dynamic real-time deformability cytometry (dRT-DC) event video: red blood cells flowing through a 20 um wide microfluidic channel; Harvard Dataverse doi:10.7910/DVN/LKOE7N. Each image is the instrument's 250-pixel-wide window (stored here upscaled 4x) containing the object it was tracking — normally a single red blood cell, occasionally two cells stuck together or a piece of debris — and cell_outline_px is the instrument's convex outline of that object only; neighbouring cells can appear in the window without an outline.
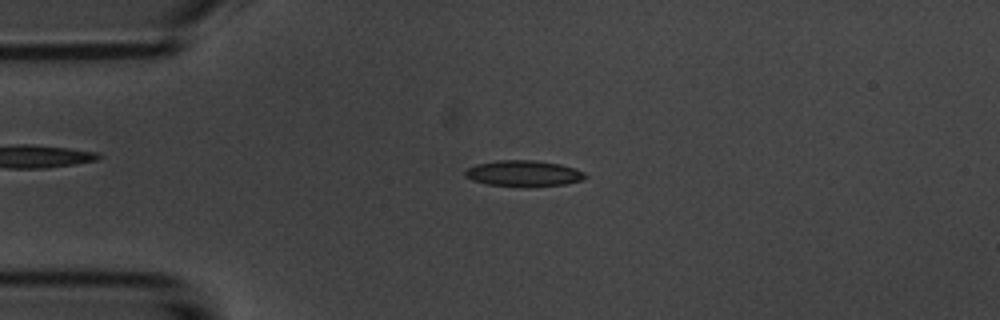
{"species": "common noctule bat (a hibernating species)", "species_latin": "Nyctalus noctula", "temperature_condition": "room temperature", "stored_images_in_passage": 53, "camera_frame_rate_fps": 3000, "um_per_image_px": 0.085, "animal": {"sex": "male", "body_mass_g": 20.1, "forearm_length_mm": 53.5}, "frame": {"image": 1, "passage_image": 12, "time_ms": 3.667, "image_size_px": [1000, 320], "cell_outline_px": [[588, 176], [584, 180], [564, 184], [488, 184], [472, 180], [464, 176], [464, 172], [468, 168], [476, 164], [500, 160], [536, 160], [560, 164], [576, 168], [584, 172]], "centroid_in_image_um": [44.53, 14.69], "position_along_channel_um": 40.5, "area_um2": 17.46}}
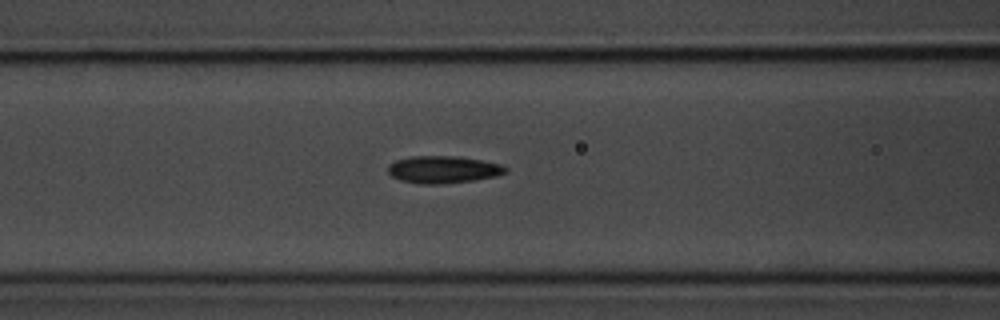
{"frame": {"image": 2, "passage_image": 21, "time_ms": 6.667, "image_size_px": [1000, 320], "cell_outline_px": [[508, 168], [504, 172], [496, 176], [476, 180], [440, 184], [420, 184], [400, 180], [392, 176], [388, 172], [388, 164], [396, 160], [412, 156], [456, 156], [480, 160], [500, 164]], "centroid_in_image_um": [37.64, 14.41], "position_along_channel_um": 129.0, "area_um2": 18.61}}
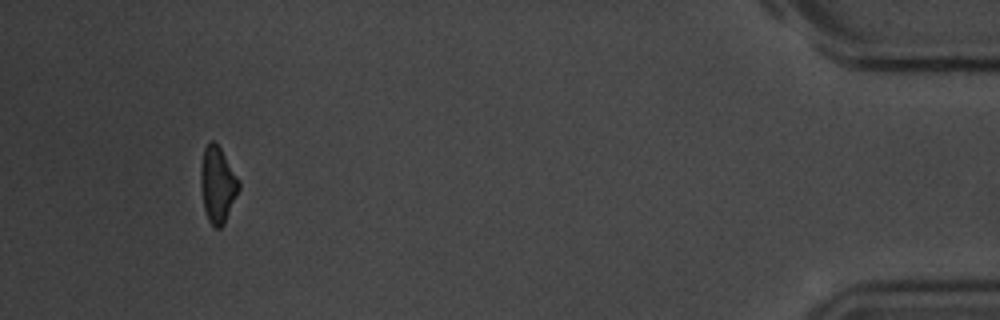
{"frame": {"image": 3, "passage_image": 50, "time_ms": 16.333, "image_size_px": [1000, 320], "cell_outline_px": [[240, 188], [224, 224], [220, 228], [216, 228], [208, 220], [204, 208], [200, 180], [200, 168], [204, 148], [212, 140], [220, 148], [240, 180]], "centroid_in_image_um": [18.5, 15.7], "position_along_channel_um": 416.7, "area_um2": 16.76}, "authors_computed_cell_mechanics": {"area_um2": 17.8024, "velocity_mm_per_s": 3.7128, "shape_relaxation_time_tau1_ms": 2.5533, "shape_relaxation_time_tau2_ms": 3.2971, "deformation_change_tau1": 0.0975, "deformation_change_tau2": 0.1068}}